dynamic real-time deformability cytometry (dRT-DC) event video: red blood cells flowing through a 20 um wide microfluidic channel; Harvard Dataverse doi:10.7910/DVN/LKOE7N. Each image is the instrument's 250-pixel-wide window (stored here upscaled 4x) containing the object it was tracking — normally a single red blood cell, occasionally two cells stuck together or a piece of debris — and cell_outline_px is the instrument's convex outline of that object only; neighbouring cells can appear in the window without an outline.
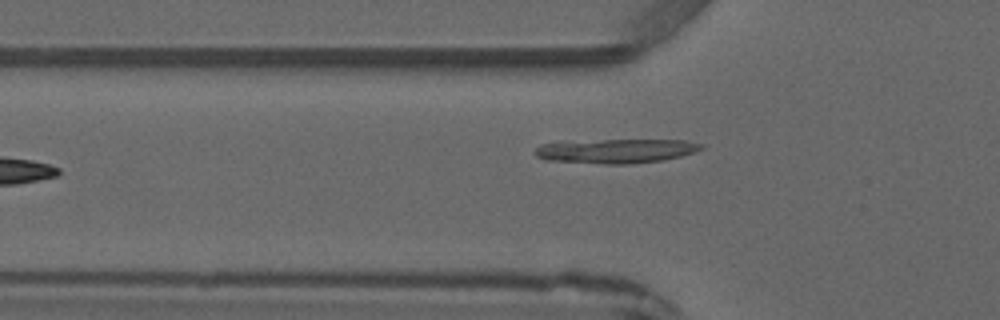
{"species": "common noctule bat (a hibernating species)", "species_latin": "Nyctalus noctula", "temperature_condition": "warm", "stored_images_in_passage": 4, "camera_frame_rate_fps": 3000, "um_per_image_px": 0.085, "animal": {"sex": "male", "forearm_length_mm": 52.5}, "frame": {"image": 1, "passage_image": 4, "time_ms": 6.0, "image_size_px": [1000, 320], "cell_outline_px": [[704, 148], [680, 156], [664, 160], [628, 164], [604, 164], [544, 160], [536, 156], [532, 152], [540, 144], [604, 140], [684, 140], [704, 144]], "centroid_in_image_um": [52.36, 12.84], "position_along_channel_um": 73.4, "area_um2": 23.35}}